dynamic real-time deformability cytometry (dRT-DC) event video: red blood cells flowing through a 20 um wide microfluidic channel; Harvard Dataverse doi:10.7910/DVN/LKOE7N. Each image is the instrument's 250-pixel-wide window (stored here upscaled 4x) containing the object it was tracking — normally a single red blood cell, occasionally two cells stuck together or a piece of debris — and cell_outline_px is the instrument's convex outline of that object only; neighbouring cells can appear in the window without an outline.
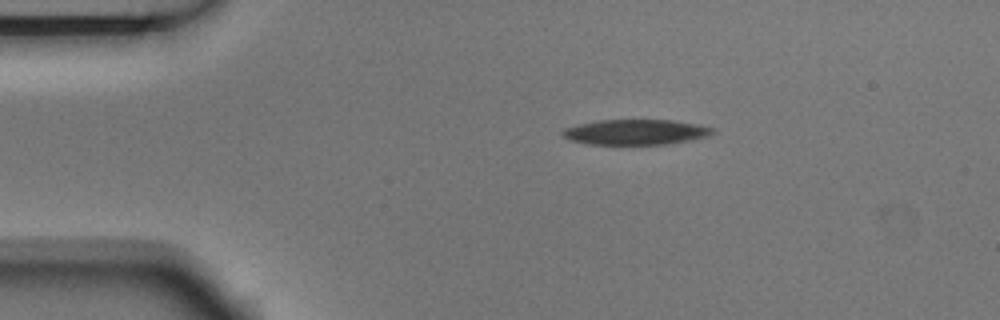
{"species": "Egyptian fruit bat (a non-hibernating species)", "species_latin": "Rousettus aegyptiacus", "temperature_condition": "room temperature", "stored_images_in_passage": 6, "camera_frame_rate_fps": 3000, "um_per_image_px": 0.085, "animal": {"sex": "male"}, "frame": {"image": 1, "passage_image": 1, "time_ms": 0.0, "image_size_px": [1000, 320], "cell_outline_px": [[716, 132], [708, 136], [668, 144], [588, 144], [568, 140], [560, 132], [564, 128], [580, 124], [600, 120], [672, 120], [700, 124], [716, 128]], "centroid_in_image_um": [54.07, 11.22], "position_along_channel_um": 30.9, "area_um2": 22.2}}
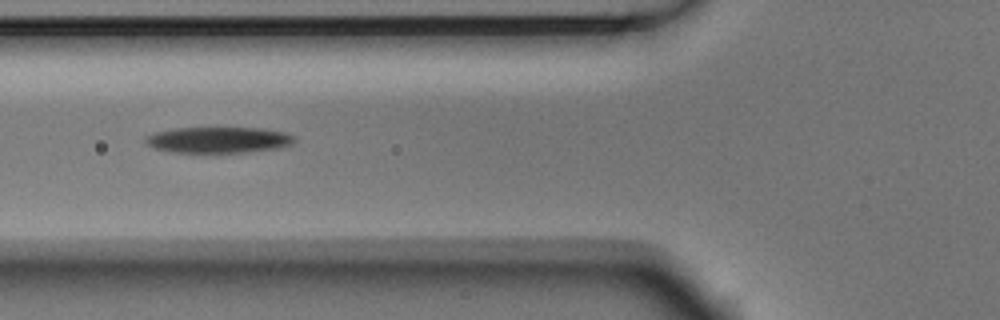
{"frame": {"image": 2, "passage_image": 4, "time_ms": 1.0, "image_size_px": [1000, 320], "cell_outline_px": [[296, 140], [292, 144], [280, 148], [244, 152], [176, 152], [156, 148], [148, 144], [144, 140], [144, 136], [156, 132], [176, 128], [260, 128], [284, 132], [296, 136]], "centroid_in_image_um": [18.62, 11.88], "position_along_channel_um": 107.2, "area_um2": 22.43}}
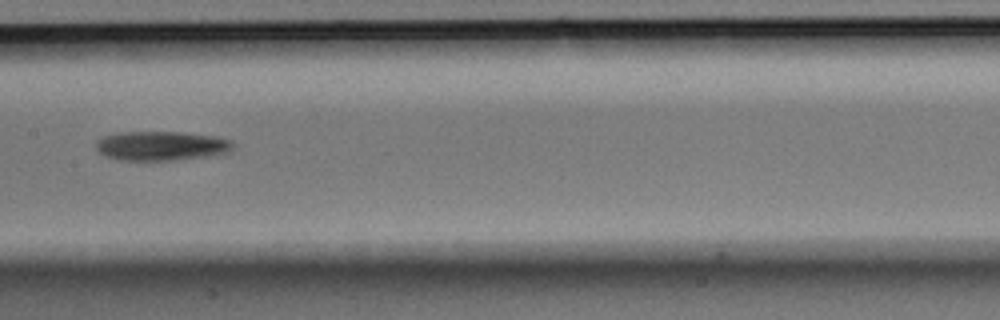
{"frame": {"image": 3, "passage_image": 6, "time_ms": 1.667, "image_size_px": [1000, 320], "cell_outline_px": [[236, 144], [228, 152], [204, 156], [172, 160], [120, 160], [104, 156], [96, 148], [96, 140], [104, 136], [120, 132], [180, 132], [212, 136], [232, 140]], "centroid_in_image_um": [13.68, 12.39], "position_along_channel_um": 193.7, "area_um2": 23.24}}